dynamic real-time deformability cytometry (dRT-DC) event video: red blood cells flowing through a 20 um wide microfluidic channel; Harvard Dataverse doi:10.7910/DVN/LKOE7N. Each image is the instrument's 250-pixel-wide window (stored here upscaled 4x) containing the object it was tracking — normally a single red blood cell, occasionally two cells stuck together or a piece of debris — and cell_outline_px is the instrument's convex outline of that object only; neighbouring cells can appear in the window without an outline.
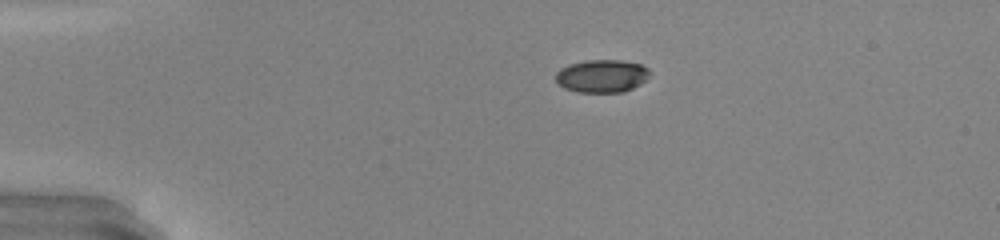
{"species": "common noctule bat (a hibernating species)", "species_latin": "Nyctalus noctula", "temperature_condition": "warm", "stored_images_in_passage": 39, "camera_frame_rate_fps": 3000, "um_per_image_px": 0.085, "animal": {"sex": "male", "body_mass_g": 20.0, "forearm_length_mm": 53.3}, "frame": {"image": 1, "passage_image": 1, "time_ms": 0.0, "image_size_px": [1000, 240], "cell_outline_px": [[648, 80], [632, 88], [620, 92], [576, 92], [564, 88], [556, 84], [556, 72], [560, 68], [568, 64], [588, 60], [620, 60], [640, 64], [648, 68]], "centroid_in_image_um": [51.12, 6.46], "position_along_channel_um": 33.9, "area_um2": 18.09}}
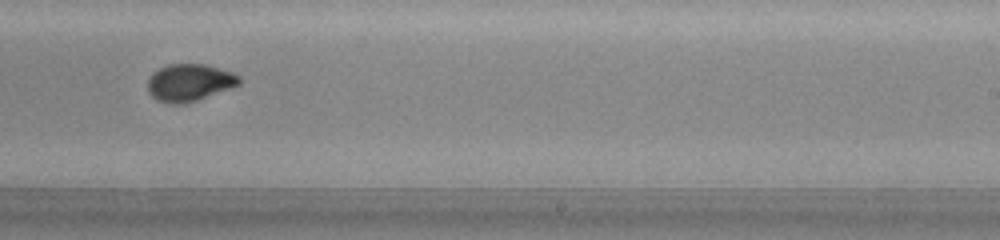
{"frame": {"image": 2, "passage_image": 22, "time_ms": 7.0, "image_size_px": [1000, 240], "cell_outline_px": [[240, 84], [196, 100], [184, 104], [168, 104], [156, 100], [148, 92], [148, 80], [152, 72], [168, 64], [204, 64], [232, 72], [240, 76]], "centroid_in_image_um": [16.06, 7.02], "position_along_channel_um": 272.9, "area_um2": 19.77}}
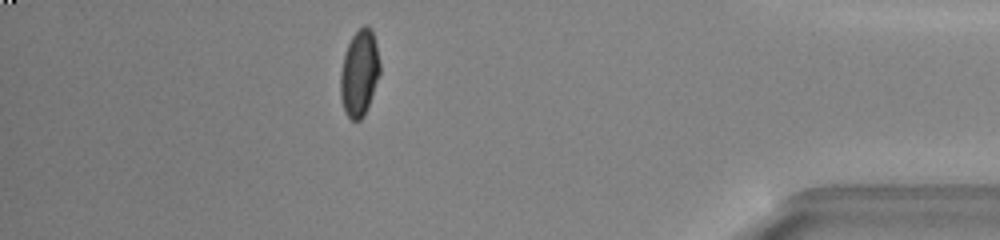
{"frame": {"image": 3, "passage_image": 34, "time_ms": 11.0, "image_size_px": [1000, 240], "cell_outline_px": [[380, 72], [368, 108], [364, 116], [360, 120], [352, 120], [344, 112], [340, 96], [340, 72], [344, 56], [348, 44], [352, 36], [364, 24], [368, 24], [372, 32], [376, 44], [380, 64]], "centroid_in_image_um": [30.54, 6.23], "position_along_channel_um": 404.7, "area_um2": 19.88}, "authors_computed_cell_mechanics": {"area_um2": 19.4786, "velocity_mm_per_s": 4.2608, "shape_relaxation_time_tau1_ms": 5.6401, "shape_relaxation_time_tau2_ms": 0.6772, "deformation_change_tau1": 0.2226, "deformation_change_tau2": 0.0411}}